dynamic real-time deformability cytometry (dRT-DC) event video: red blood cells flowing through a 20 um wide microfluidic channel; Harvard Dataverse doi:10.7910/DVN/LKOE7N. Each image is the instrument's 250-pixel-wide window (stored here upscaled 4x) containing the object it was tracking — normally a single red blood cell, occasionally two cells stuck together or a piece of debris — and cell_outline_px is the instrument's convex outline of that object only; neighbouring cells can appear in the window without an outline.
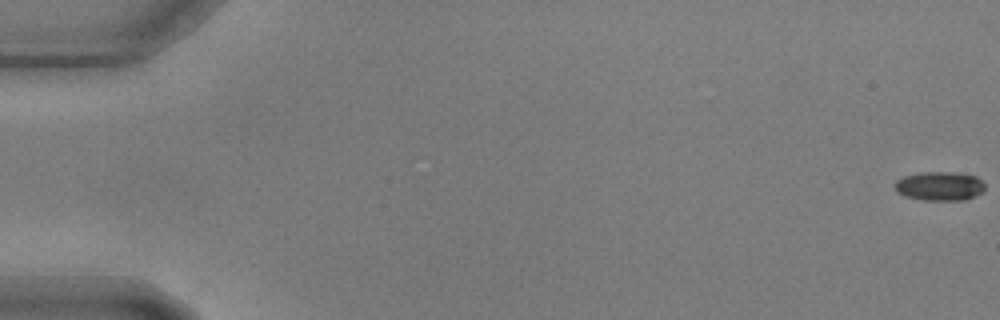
{"species": "common noctule bat (a hibernating species)", "species_latin": "Nyctalus noctula", "temperature_condition": "warm", "stored_images_in_passage": 60, "camera_frame_rate_fps": 3000, "um_per_image_px": 0.085, "animal": {"sex": "male", "body_mass_g": 17.9, "forearm_length_mm": 54.2}, "frame": {"image": 1, "passage_image": 1, "time_ms": 0.0, "image_size_px": [1000, 320], "cell_outline_px": [[984, 192], [976, 196], [964, 200], [924, 200], [904, 196], [896, 192], [892, 184], [896, 180], [904, 176], [920, 172], [948, 172], [976, 176], [984, 184]], "centroid_in_image_um": [79.83, 15.83], "position_along_channel_um": 5.2, "area_um2": 15.37}}
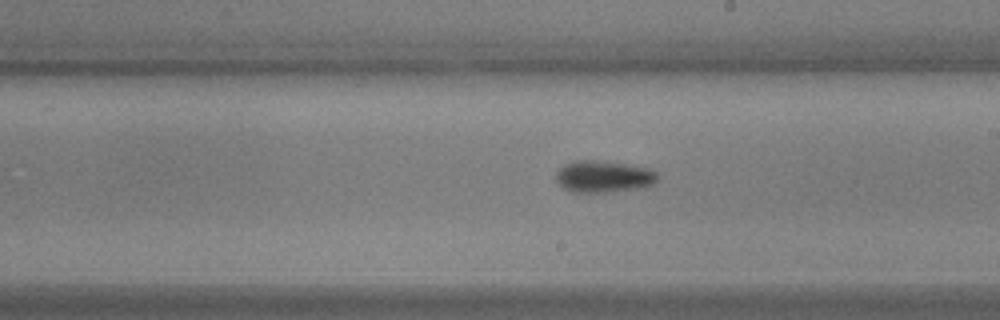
{"frame": {"image": 2, "passage_image": 35, "time_ms": 11.333, "image_size_px": [1000, 320], "cell_outline_px": [[656, 180], [652, 184], [636, 188], [604, 192], [576, 192], [564, 188], [556, 180], [556, 172], [564, 164], [576, 160], [596, 160], [624, 164], [648, 168], [656, 172]], "centroid_in_image_um": [51.25, 14.99], "position_along_channel_um": 237.8, "area_um2": 18.38}}
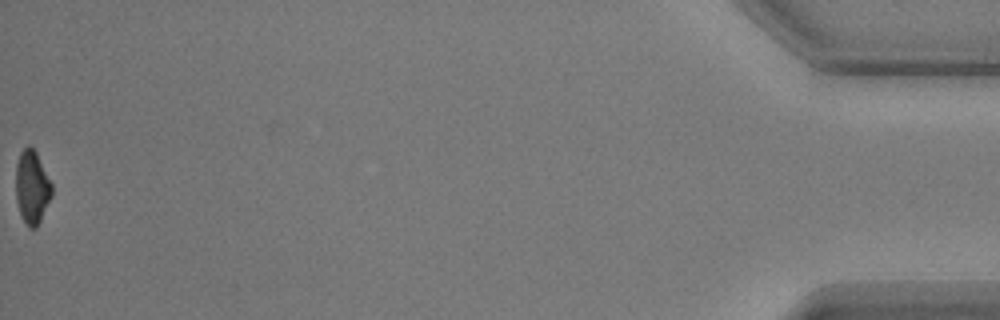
{"frame": {"image": 3, "passage_image": 60, "time_ms": 19.667, "image_size_px": [1000, 320], "cell_outline_px": [[52, 196], [36, 228], [28, 228], [20, 216], [16, 200], [16, 164], [20, 152], [28, 144], [36, 152], [52, 184]], "centroid_in_image_um": [2.71, 15.93], "position_along_channel_um": 432.5, "area_um2": 15.43}}